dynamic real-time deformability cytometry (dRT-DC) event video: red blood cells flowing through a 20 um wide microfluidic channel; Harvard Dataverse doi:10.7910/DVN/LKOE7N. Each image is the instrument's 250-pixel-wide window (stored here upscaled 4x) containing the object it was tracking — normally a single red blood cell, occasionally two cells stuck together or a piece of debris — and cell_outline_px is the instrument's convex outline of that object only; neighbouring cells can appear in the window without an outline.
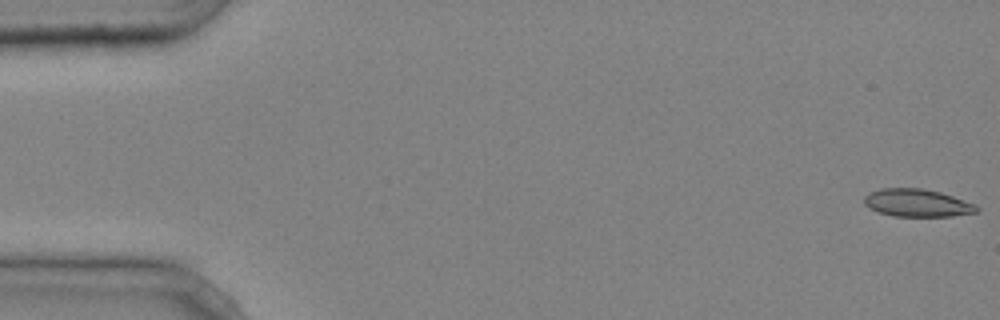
{"species": "common noctule bat (a hibernating species)", "species_latin": "Nyctalus noctula", "temperature_condition": "cold", "stored_images_in_passage": 12, "camera_frame_rate_fps": 3000, "um_per_image_px": 0.085, "animal": {"sex": "male", "body_mass_g": 20.4}, "frame": {"image": 1, "passage_image": 1, "time_ms": 0.0, "image_size_px": [1000, 320], "cell_outline_px": [[980, 208], [976, 212], [952, 216], [892, 216], [880, 212], [864, 204], [864, 196], [868, 192], [880, 188], [924, 188], [940, 192], [976, 204]], "centroid_in_image_um": [77.96, 17.24], "position_along_channel_um": 7.0, "area_um2": 18.15}}
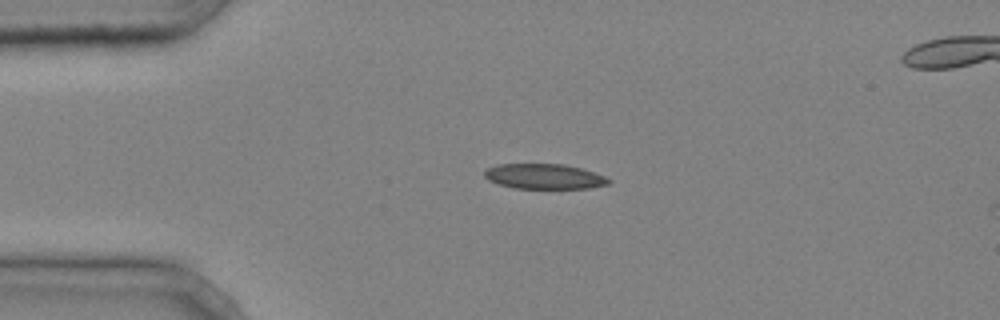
{"frame": {"image": 2, "passage_image": 11, "time_ms": 3.333, "image_size_px": [1000, 320], "cell_outline_px": [[612, 180], [608, 184], [588, 188], [512, 188], [496, 184], [488, 180], [484, 176], [484, 172], [488, 168], [496, 164], [564, 164], [580, 168], [604, 176]], "centroid_in_image_um": [46.21, 15.0], "position_along_channel_um": 38.8, "area_um2": 18.15}}